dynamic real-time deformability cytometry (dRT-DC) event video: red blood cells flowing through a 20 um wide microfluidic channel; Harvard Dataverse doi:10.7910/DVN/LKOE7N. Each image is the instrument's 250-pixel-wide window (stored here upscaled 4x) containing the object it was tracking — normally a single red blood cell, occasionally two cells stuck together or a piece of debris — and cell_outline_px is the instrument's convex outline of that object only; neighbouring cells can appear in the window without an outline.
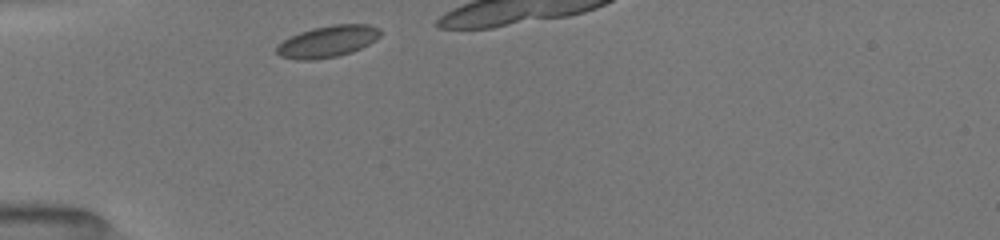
{"species": "common noctule bat (a hibernating species)", "species_latin": "Nyctalus noctula", "temperature_condition": "room temperature", "stored_images_in_passage": 8, "camera_frame_rate_fps": 3000, "um_per_image_px": 0.085, "animal": {"sex": "female", "body_mass_g": 19.5, "forearm_length_mm": 54.1}, "frame": {"image": 1, "passage_image": 1, "time_ms": 0.0, "image_size_px": [1000, 240], "cell_outline_px": [[380, 36], [376, 40], [352, 52], [336, 56], [312, 60], [296, 60], [280, 56], [276, 52], [276, 44], [300, 32], [312, 28], [336, 24], [368, 24], [380, 28]], "centroid_in_image_um": [27.84, 3.52], "position_along_channel_um": 57.2, "area_um2": 19.07}}